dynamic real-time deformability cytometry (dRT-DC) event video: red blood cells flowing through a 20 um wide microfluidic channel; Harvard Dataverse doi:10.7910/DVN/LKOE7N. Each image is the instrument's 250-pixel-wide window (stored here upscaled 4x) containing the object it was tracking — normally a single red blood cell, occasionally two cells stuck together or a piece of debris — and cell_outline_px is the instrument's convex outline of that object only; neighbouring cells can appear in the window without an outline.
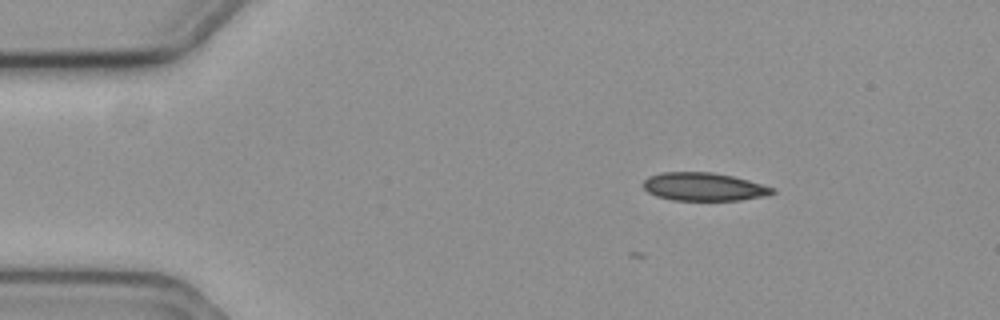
{"species": "common noctule bat (a hibernating species)", "species_latin": "Nyctalus noctula", "temperature_condition": "cold", "stored_images_in_passage": 2, "camera_frame_rate_fps": 3000, "um_per_image_px": 0.085, "animal": {"sex": "female", "body_mass_g": 19.3, "forearm_length_mm": 54.1}, "frame": {"image": 1, "passage_image": 2, "time_ms": 0.333, "image_size_px": [1000, 320], "cell_outline_px": [[776, 192], [768, 196], [740, 200], [672, 200], [656, 196], [648, 192], [640, 184], [648, 176], [660, 172], [712, 172], [732, 176], [748, 180], [776, 188]], "centroid_in_image_um": [59.82, 15.87], "position_along_channel_um": 25.2, "area_um2": 21.44}}